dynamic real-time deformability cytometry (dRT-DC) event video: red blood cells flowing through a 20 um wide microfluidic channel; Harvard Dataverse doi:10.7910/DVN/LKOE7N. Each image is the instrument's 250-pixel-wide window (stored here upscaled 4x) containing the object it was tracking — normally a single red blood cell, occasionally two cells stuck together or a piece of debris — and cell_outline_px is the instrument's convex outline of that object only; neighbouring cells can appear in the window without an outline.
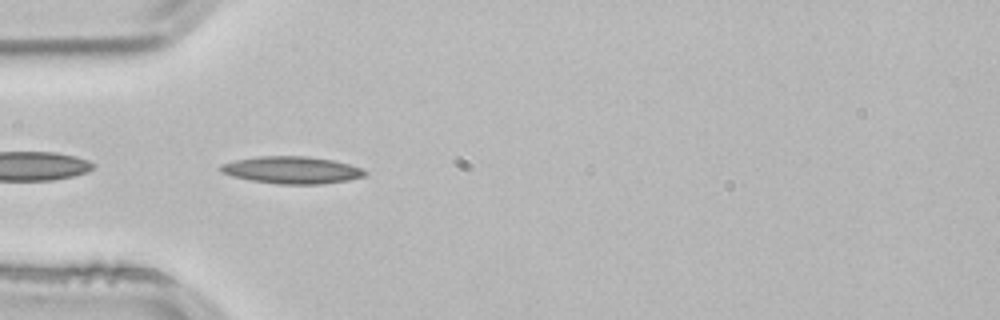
{"species": "common noctule bat (a hibernating species)", "species_latin": "Nyctalus noctula", "temperature_condition": "room temperature", "stored_images_in_passage": 23, "camera_frame_rate_fps": 3000, "um_per_image_px": 0.085, "animal": {"sex": "male", "body_mass_g": 21.5, "forearm_length_mm": 52.0}, "frame": {"image": 1, "passage_image": 1, "time_ms": 0.0, "image_size_px": [1000, 320], "cell_outline_px": [[368, 176], [348, 180], [320, 184], [280, 184], [252, 180], [232, 176], [220, 172], [216, 168], [220, 164], [236, 160], [260, 156], [304, 156], [332, 160], [348, 164], [360, 168], [368, 172]], "centroid_in_image_um": [24.79, 14.45], "position_along_channel_um": 60.2, "area_um2": 22.83}}
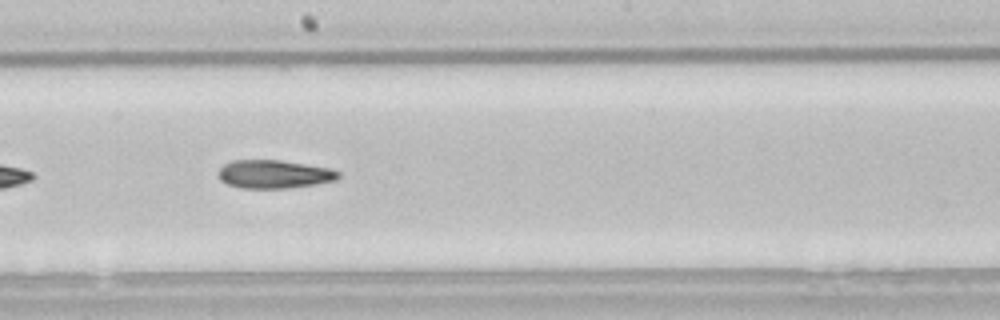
{"frame": {"image": 2, "passage_image": 14, "time_ms": 4.333, "image_size_px": [1000, 320], "cell_outline_px": [[340, 176], [336, 180], [288, 188], [240, 188], [228, 184], [220, 180], [216, 172], [224, 164], [232, 160], [280, 160], [332, 168], [340, 172]], "centroid_in_image_um": [23.27, 14.79], "position_along_channel_um": 224.9, "area_um2": 19.88}}